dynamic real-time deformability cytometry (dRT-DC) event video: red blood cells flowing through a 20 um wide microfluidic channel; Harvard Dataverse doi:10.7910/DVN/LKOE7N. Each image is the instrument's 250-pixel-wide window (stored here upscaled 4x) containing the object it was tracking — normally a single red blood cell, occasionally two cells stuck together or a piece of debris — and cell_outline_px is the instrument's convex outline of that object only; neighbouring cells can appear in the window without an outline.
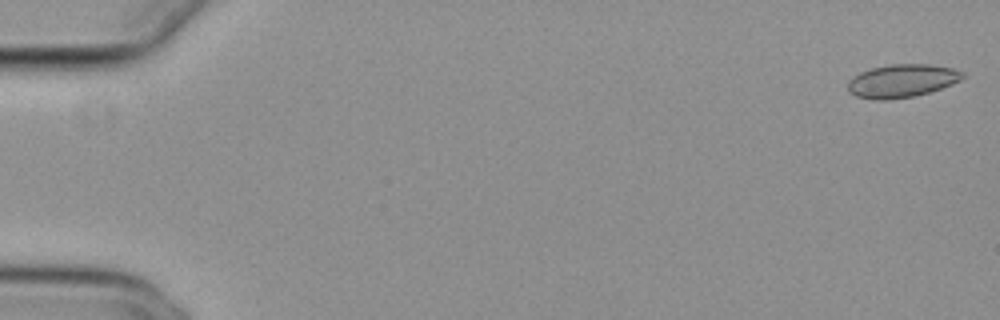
{"species": "common noctule bat (a hibernating species)", "species_latin": "Nyctalus noctula", "temperature_condition": "cold", "stored_images_in_passage": 54, "camera_frame_rate_fps": 3000, "um_per_image_px": 0.085, "animal": {"sex": "female", "body_mass_g": 29.2, "forearm_length_mm": 56.3}, "frame": {"image": 1, "passage_image": 1, "time_ms": 0.0, "image_size_px": [1000, 320], "cell_outline_px": [[964, 76], [960, 80], [952, 84], [916, 96], [888, 100], [876, 100], [856, 96], [848, 92], [848, 80], [852, 76], [860, 72], [872, 68], [892, 64], [928, 64], [952, 68], [964, 72]], "centroid_in_image_um": [76.63, 6.88], "position_along_channel_um": 8.4, "area_um2": 22.2}}
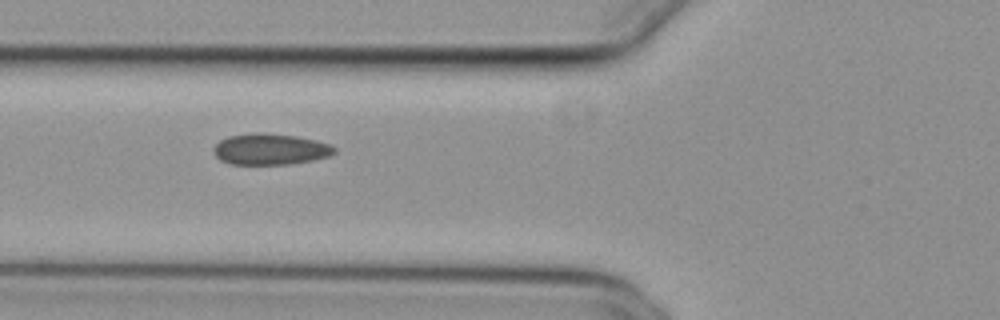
{"frame": {"image": 2, "passage_image": 21, "time_ms": 6.667, "image_size_px": [1000, 320], "cell_outline_px": [[336, 152], [328, 156], [312, 160], [288, 164], [232, 164], [220, 160], [212, 152], [212, 148], [220, 140], [228, 136], [296, 136], [316, 140], [328, 144], [336, 148]], "centroid_in_image_um": [22.98, 12.74], "position_along_channel_um": 102.8, "area_um2": 20.87}}
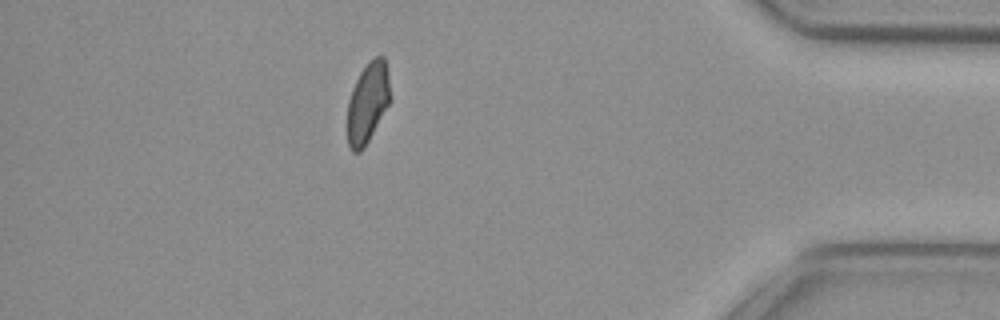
{"frame": {"image": 3, "passage_image": 48, "time_ms": 15.667, "image_size_px": [1000, 320], "cell_outline_px": [[388, 104], [364, 148], [360, 152], [352, 152], [348, 144], [348, 100], [352, 88], [360, 72], [368, 60], [376, 56], [384, 56], [388, 72]], "centroid_in_image_um": [31.22, 8.71], "position_along_channel_um": 404.0, "area_um2": 19.65}, "authors_computed_cell_mechanics": {"area_um2": 21.5305, "velocity_mm_per_s": 3.8242, "shape_relaxation_time_tau1_ms": null, "shape_relaxation_time_tau2_ms": 1.8584, "deformation_change_tau1": null, "deformation_change_tau2": 0.0747}}